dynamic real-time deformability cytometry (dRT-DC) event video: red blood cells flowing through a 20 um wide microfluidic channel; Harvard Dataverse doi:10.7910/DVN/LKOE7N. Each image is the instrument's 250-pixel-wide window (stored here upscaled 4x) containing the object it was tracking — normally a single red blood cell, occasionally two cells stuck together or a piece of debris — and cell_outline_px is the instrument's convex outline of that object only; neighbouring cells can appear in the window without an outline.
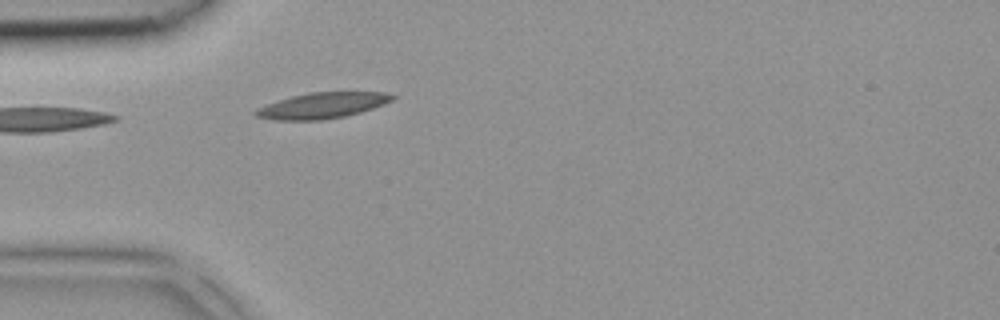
{"species": "common noctule bat (a hibernating species)", "species_latin": "Nyctalus noctula", "temperature_condition": "room temperature", "stored_images_in_passage": 3, "camera_frame_rate_fps": 3000, "um_per_image_px": 0.085, "animal": {"sex": "female", "body_mass_g": 18.4}, "frame": {"image": 1, "passage_image": 3, "time_ms": 0.667, "image_size_px": [1000, 320], "cell_outline_px": [[396, 96], [392, 100], [384, 104], [360, 112], [344, 116], [320, 120], [272, 120], [256, 116], [252, 112], [256, 108], [292, 96], [308, 92], [384, 92]], "centroid_in_image_um": [27.37, 8.97], "position_along_channel_um": 57.6, "area_um2": 20.4}}